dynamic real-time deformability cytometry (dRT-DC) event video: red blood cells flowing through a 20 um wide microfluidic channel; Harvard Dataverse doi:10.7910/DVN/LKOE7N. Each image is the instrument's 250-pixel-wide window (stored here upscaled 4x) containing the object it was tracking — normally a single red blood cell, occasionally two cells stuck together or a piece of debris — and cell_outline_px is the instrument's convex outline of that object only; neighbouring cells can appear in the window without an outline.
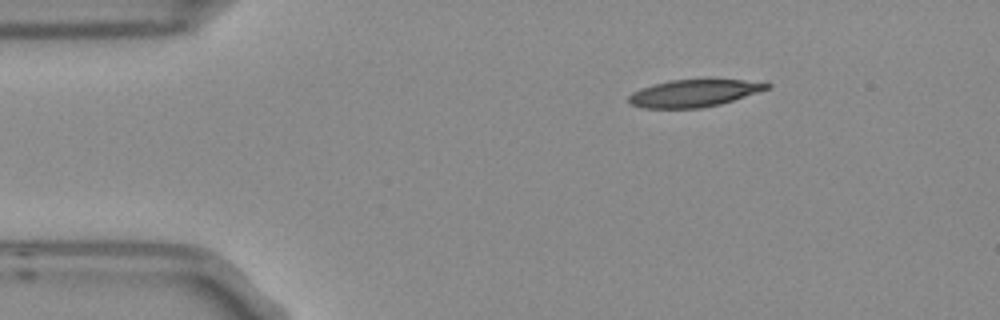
{"species": "Egyptian fruit bat (a non-hibernating species)", "species_latin": "Rousettus aegyptiacus", "temperature_condition": "room temperature", "stored_images_in_passage": 3, "camera_frame_rate_fps": 3000, "um_per_image_px": 0.085, "frame": {"image": 1, "passage_image": 1, "time_ms": 0.0, "image_size_px": [1000, 320], "cell_outline_px": [[772, 84], [768, 88], [720, 104], [700, 108], [644, 108], [632, 104], [628, 100], [628, 96], [632, 92], [640, 88], [668, 80], [708, 76], [744, 80]], "centroid_in_image_um": [58.97, 7.86], "position_along_channel_um": 26.0, "area_um2": 22.6}}
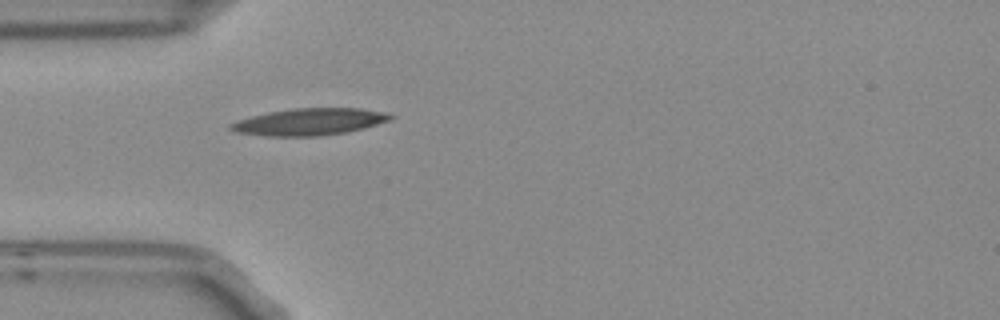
{"frame": {"image": 2, "passage_image": 3, "time_ms": 0.667, "image_size_px": [1000, 320], "cell_outline_px": [[396, 116], [392, 120], [364, 128], [348, 132], [316, 136], [264, 136], [236, 132], [228, 128], [228, 124], [236, 120], [268, 112], [292, 108], [360, 108], [384, 112]], "centroid_in_image_um": [26.3, 10.35], "position_along_channel_um": 58.7, "area_um2": 25.26}}